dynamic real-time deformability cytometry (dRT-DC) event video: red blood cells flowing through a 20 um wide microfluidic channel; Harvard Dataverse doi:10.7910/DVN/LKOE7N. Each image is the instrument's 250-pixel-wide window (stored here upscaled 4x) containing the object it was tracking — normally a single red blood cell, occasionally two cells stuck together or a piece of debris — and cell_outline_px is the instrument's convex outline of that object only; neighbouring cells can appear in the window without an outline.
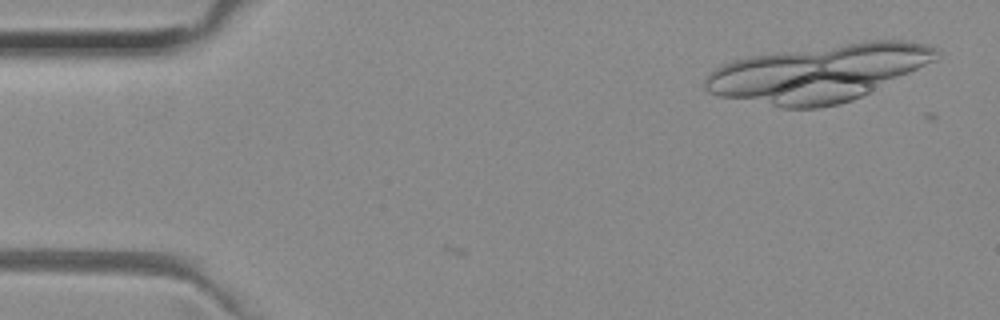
{"species": "common noctule bat (a hibernating species)", "species_latin": "Nyctalus noctula", "temperature_condition": "room temperature", "stored_images_in_passage": 11, "camera_frame_rate_fps": 3000, "um_per_image_px": 0.085, "animal": {"sex": "female", "body_mass_g": 29.2, "forearm_length_mm": 56.3}, "frame": {"image": 1, "passage_image": 4, "time_ms": 1.0, "image_size_px": [1000, 320], "cell_outline_px": [[884, 76], [856, 96], [844, 100], [828, 104], [808, 104], [748, 92], [732, 68], [744, 64], [764, 60], [804, 60]], "centroid_in_image_um": [68.31, 6.87], "position_along_channel_um": 16.7, "area_um2": 33.12}}